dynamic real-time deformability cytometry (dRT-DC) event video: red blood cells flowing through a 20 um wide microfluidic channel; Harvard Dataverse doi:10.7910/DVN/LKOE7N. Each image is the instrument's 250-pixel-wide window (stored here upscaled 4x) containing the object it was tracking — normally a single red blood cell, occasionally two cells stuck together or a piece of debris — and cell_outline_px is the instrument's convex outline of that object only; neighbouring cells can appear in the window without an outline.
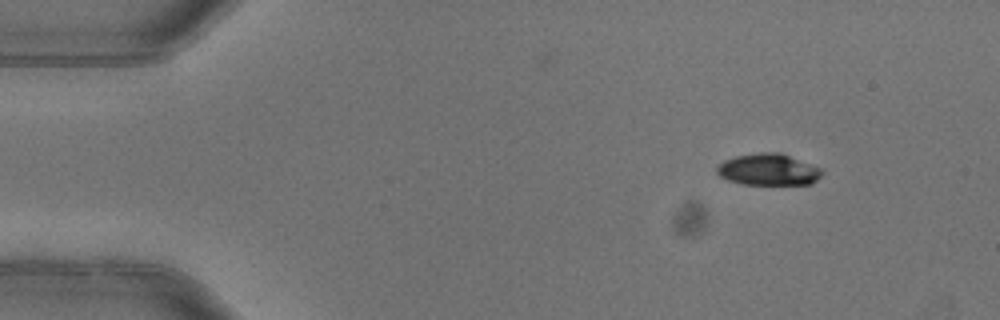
{"species": "common noctule bat (a hibernating species)", "species_latin": "Nyctalus noctula", "temperature_condition": "warm", "stored_images_in_passage": 5, "camera_frame_rate_fps": 3000, "um_per_image_px": 0.085, "animal": {"sex": "female"}, "frame": {"image": 1, "passage_image": 1, "time_ms": 0.0, "image_size_px": [1000, 320], "cell_outline_px": [[824, 172], [812, 184], [744, 184], [728, 180], [720, 176], [716, 172], [716, 168], [724, 160], [736, 156], [760, 152], [780, 152], [820, 168]], "centroid_in_image_um": [65.3, 14.41], "position_along_channel_um": 19.7, "area_um2": 19.19}}
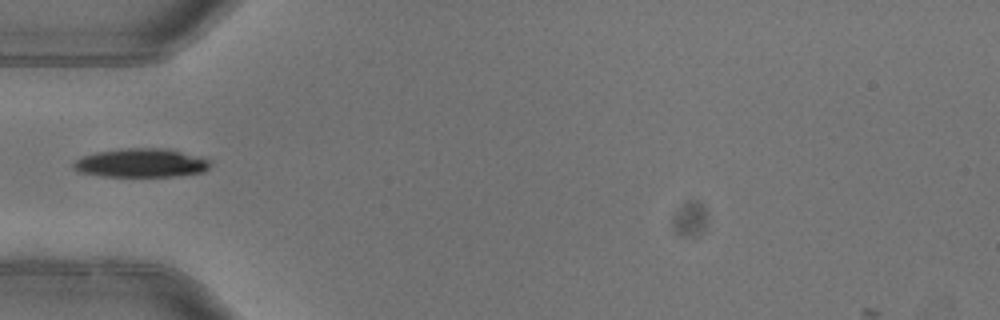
{"frame": {"image": 2, "passage_image": 4, "time_ms": 1.0, "image_size_px": [1000, 320], "cell_outline_px": [[212, 164], [204, 172], [172, 176], [104, 176], [80, 172], [72, 168], [72, 164], [76, 160], [84, 156], [96, 152], [120, 148], [168, 148], [212, 160]], "centroid_in_image_um": [12.02, 13.84], "position_along_channel_um": 73.0, "area_um2": 22.95}}
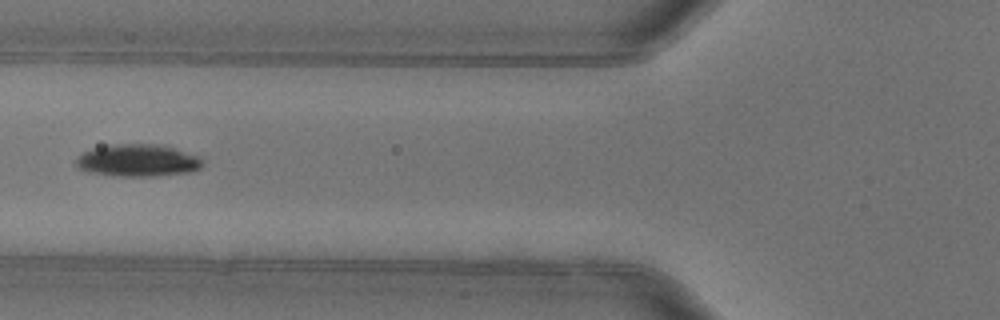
{"frame": {"image": 3, "passage_image": 5, "time_ms": 1.333, "image_size_px": [1000, 320], "cell_outline_px": [[204, 164], [200, 168], [192, 172], [152, 176], [120, 176], [88, 172], [80, 168], [76, 164], [76, 156], [84, 152], [108, 144], [164, 144], [196, 156]], "centroid_in_image_um": [11.71, 13.63], "position_along_channel_um": 114.1, "area_um2": 23.7}}